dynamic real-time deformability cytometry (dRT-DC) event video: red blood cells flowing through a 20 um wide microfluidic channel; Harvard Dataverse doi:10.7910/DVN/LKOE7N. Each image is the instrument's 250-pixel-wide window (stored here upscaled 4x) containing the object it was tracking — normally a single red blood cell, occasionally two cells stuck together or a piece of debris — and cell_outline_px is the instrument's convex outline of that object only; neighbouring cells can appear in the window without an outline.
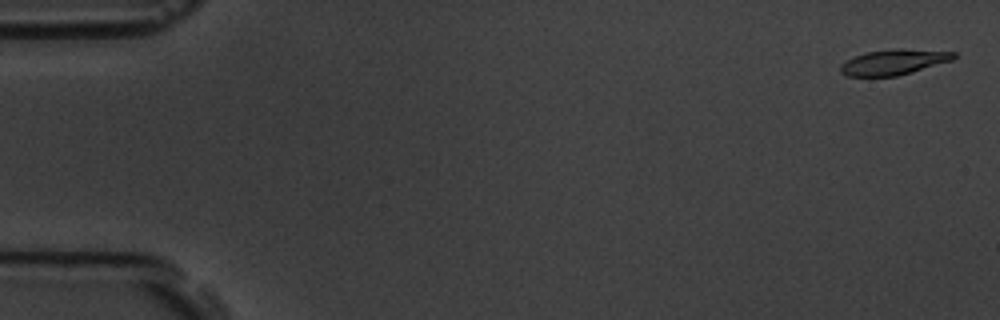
{"species": "common noctule bat (a hibernating species)", "species_latin": "Nyctalus noctula", "temperature_condition": "room temperature", "stored_images_in_passage": 57, "camera_frame_rate_fps": 3000, "um_per_image_px": 0.085, "animal": {"sex": "male", "body_mass_g": 19.5, "forearm_length_mm": 54.6}, "frame": {"image": 1, "passage_image": 2, "time_ms": 0.333, "image_size_px": [1000, 320], "cell_outline_px": [[956, 56], [952, 60], [912, 72], [896, 76], [848, 76], [840, 72], [840, 64], [864, 52], [900, 48], [956, 52]], "centroid_in_image_um": [75.97, 5.27], "position_along_channel_um": 9.0, "area_um2": 16.65}}
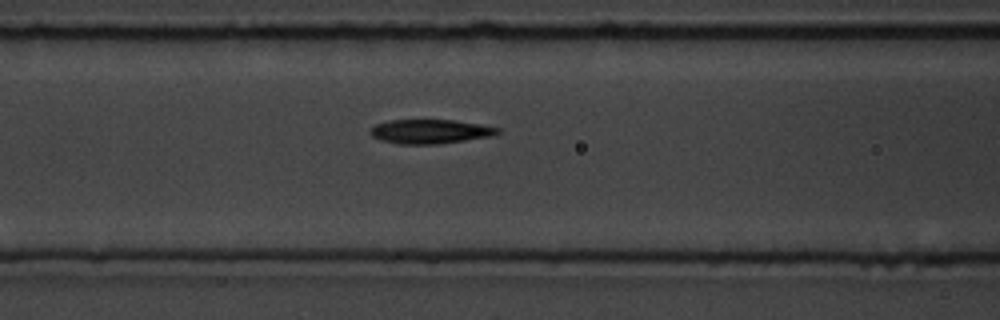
{"frame": {"image": 2, "passage_image": 24, "time_ms": 7.667, "image_size_px": [1000, 320], "cell_outline_px": [[500, 132], [492, 136], [436, 144], [400, 144], [380, 140], [372, 136], [368, 132], [376, 124], [388, 120], [456, 120], [480, 124], [500, 128]], "centroid_in_image_um": [36.55, 11.17], "position_along_channel_um": 130.0, "area_um2": 17.92}}
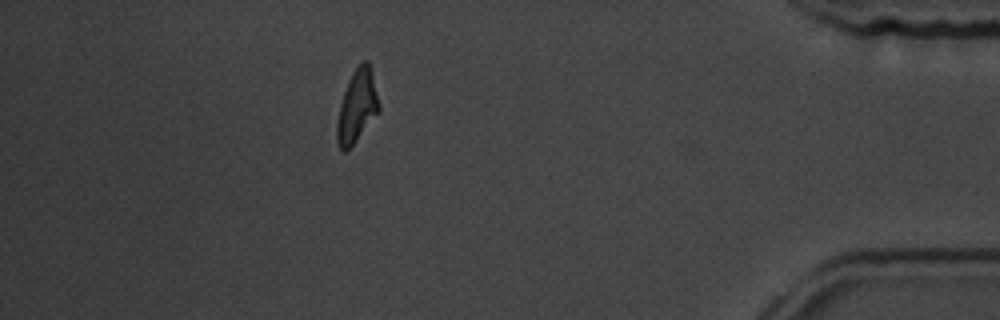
{"frame": {"image": 3, "passage_image": 51, "time_ms": 16.667, "image_size_px": [1000, 320], "cell_outline_px": [[380, 112], [356, 140], [344, 152], [340, 148], [336, 140], [336, 124], [340, 104], [348, 80], [352, 72], [364, 60], [368, 60], [372, 72], [380, 104]], "centroid_in_image_um": [30.36, 9.02], "position_along_channel_um": 404.8, "area_um2": 17.74}, "authors_computed_cell_mechanics": {"area_um2": 17.629, "velocity_mm_per_s": 3.5829, "shape_relaxation_time_tau1_ms": 3.2337, "shape_relaxation_time_tau2_ms": 4.7995, "deformation_change_tau1": 0.1257, "deformation_change_tau2": 0.1244}}